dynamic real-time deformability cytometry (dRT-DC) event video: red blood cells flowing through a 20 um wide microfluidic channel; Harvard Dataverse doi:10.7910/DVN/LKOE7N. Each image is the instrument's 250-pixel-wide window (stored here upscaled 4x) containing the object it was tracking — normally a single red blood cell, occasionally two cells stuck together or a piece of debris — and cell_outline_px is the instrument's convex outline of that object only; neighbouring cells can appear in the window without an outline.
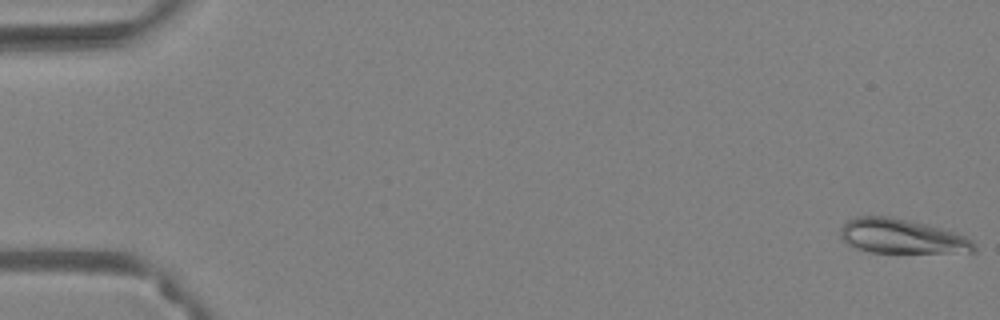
{"species": "Egyptian fruit bat (a non-hibernating species)", "species_latin": "Rousettus aegyptiacus", "temperature_condition": "warm", "stored_images_in_passage": 54, "camera_frame_rate_fps": 3000, "um_per_image_px": 0.085, "animal": {"sex": "female"}, "frame": {"image": 1, "passage_image": 1, "time_ms": 0.0, "image_size_px": [1000, 320], "cell_outline_px": [[976, 252], [868, 252], [856, 248], [848, 244], [840, 236], [840, 228], [848, 220], [856, 216], [888, 216], [908, 220], [956, 232], [972, 240], [976, 244]], "centroid_in_image_um": [76.64, 20.09], "position_along_channel_um": 8.4, "area_um2": 26.76}}
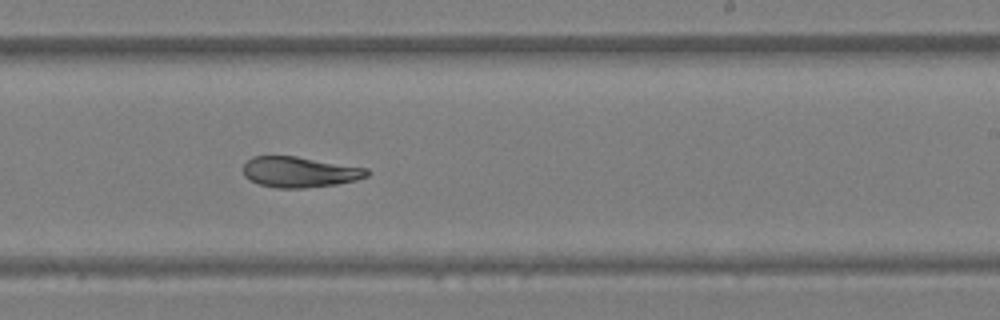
{"frame": {"image": 2, "passage_image": 34, "time_ms": 11.0, "image_size_px": [1000, 320], "cell_outline_px": [[372, 172], [368, 176], [356, 180], [336, 184], [304, 188], [276, 188], [260, 184], [248, 180], [244, 176], [244, 164], [252, 156], [296, 156], [368, 168]], "centroid_in_image_um": [25.49, 14.62], "position_along_channel_um": 263.5, "area_um2": 22.2}}
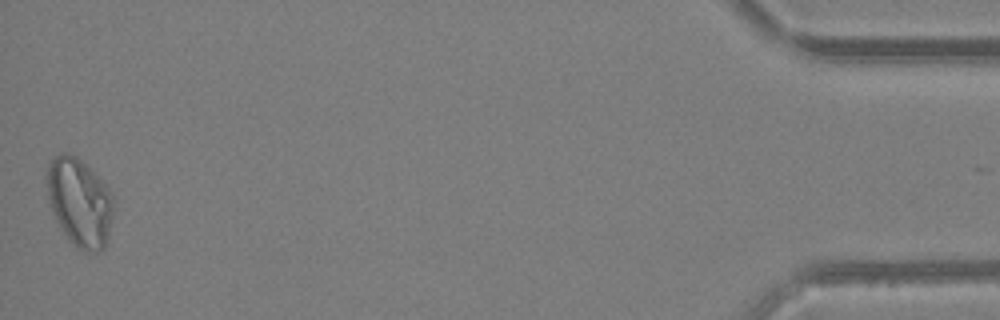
{"frame": {"image": 3, "passage_image": 54, "time_ms": 17.667, "image_size_px": [1000, 320], "cell_outline_px": [[112, 216], [108, 236], [104, 248], [100, 252], [84, 252], [76, 248], [68, 240], [60, 228], [52, 212], [48, 200], [44, 176], [48, 164], [60, 152], [68, 152], [76, 156], [92, 168], [112, 192]], "centroid_in_image_um": [6.73, 17.17], "position_along_channel_um": 428.5, "area_um2": 35.03}, "authors_computed_cell_mechanics": {"area_um2": 25.4609, "velocity_mm_per_s": 3.8268, "shape_relaxation_time_tau1_ms": null, "shape_relaxation_time_tau2_ms": 4.3922, "deformation_change_tau1": null, "deformation_change_tau2": 0.0763}}